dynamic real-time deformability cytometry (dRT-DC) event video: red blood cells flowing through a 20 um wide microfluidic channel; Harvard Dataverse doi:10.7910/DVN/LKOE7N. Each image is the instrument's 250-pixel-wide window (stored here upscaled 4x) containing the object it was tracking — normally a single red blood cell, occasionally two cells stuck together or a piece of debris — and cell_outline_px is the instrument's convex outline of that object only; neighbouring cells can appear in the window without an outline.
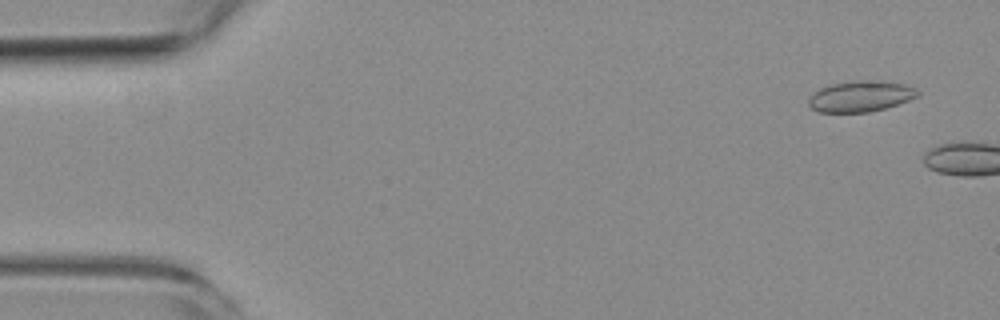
{"species": "common noctule bat (a hibernating species)", "species_latin": "Nyctalus noctula", "temperature_condition": "room temperature", "stored_images_in_passage": 2, "camera_frame_rate_fps": 3000, "um_per_image_px": 0.085, "animal": {"sex": "female", "body_mass_g": 19.3, "forearm_length_mm": 54.1}, "frame": {"image": 1, "passage_image": 1, "time_ms": 0.0, "image_size_px": [1000, 320], "cell_outline_px": [[920, 96], [884, 108], [868, 112], [820, 112], [812, 108], [808, 104], [808, 100], [820, 88], [832, 84], [856, 80], [880, 80], [904, 84], [916, 88], [920, 92]], "centroid_in_image_um": [73.19, 8.17], "position_along_channel_um": 11.8, "area_um2": 19.54}}